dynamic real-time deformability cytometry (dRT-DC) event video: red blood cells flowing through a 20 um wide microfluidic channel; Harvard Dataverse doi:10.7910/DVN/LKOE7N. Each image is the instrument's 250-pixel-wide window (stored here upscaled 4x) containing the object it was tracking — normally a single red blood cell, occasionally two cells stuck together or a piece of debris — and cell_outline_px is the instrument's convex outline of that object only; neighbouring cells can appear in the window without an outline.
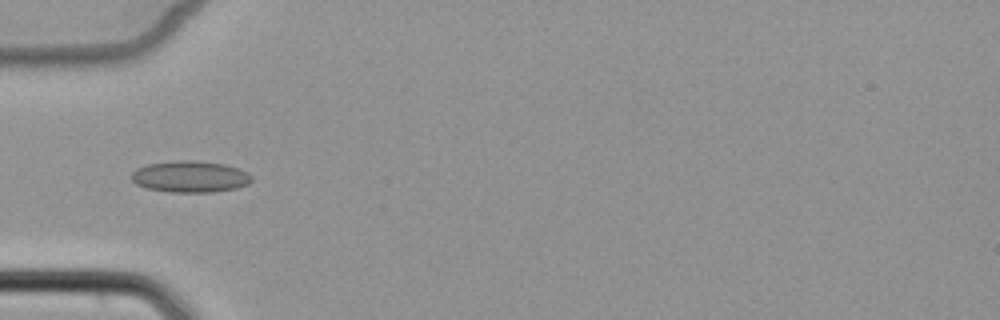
{"species": "common noctule bat (a hibernating species)", "species_latin": "Nyctalus noctula", "temperature_condition": "cold", "stored_images_in_passage": 6, "camera_frame_rate_fps": 3000, "um_per_image_px": 0.085, "animal": {"sex": "female", "body_mass_g": 22.7, "forearm_length_mm": 54.2}, "frame": {"image": 1, "passage_image": 3, "time_ms": 2.333, "image_size_px": [1000, 320], "cell_outline_px": [[252, 180], [248, 184], [236, 188], [212, 192], [168, 192], [148, 188], [136, 184], [132, 180], [132, 172], [136, 168], [148, 164], [176, 160], [196, 160], [224, 164], [236, 168], [252, 176]], "centroid_in_image_um": [16.14, 15.01], "position_along_channel_um": 68.9, "area_um2": 21.96}}
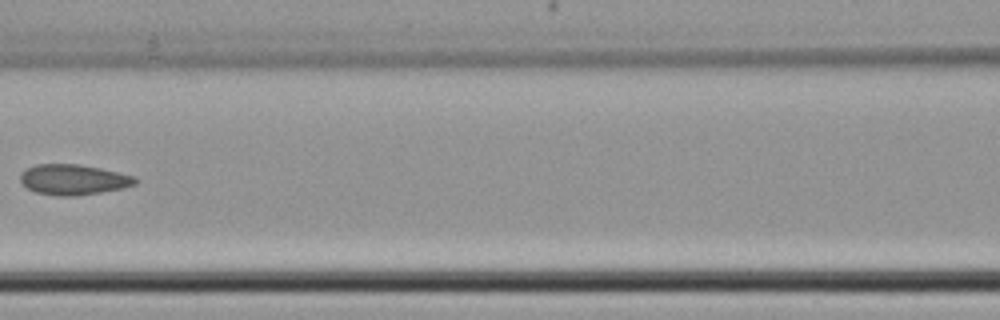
{"frame": {"image": 2, "passage_image": 5, "time_ms": 4.667, "image_size_px": [1000, 320], "cell_outline_px": [[140, 180], [136, 184], [124, 188], [76, 196], [56, 196], [36, 192], [28, 188], [20, 180], [20, 172], [36, 164], [76, 164], [100, 168], [136, 176]], "centroid_in_image_um": [6.27, 15.27], "position_along_channel_um": 160.3, "area_um2": 20.46}}
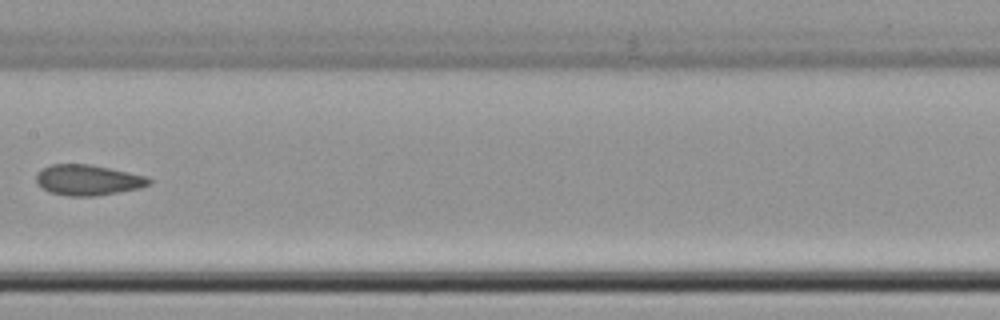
{"frame": {"image": 3, "passage_image": 6, "time_ms": 5.667, "image_size_px": [1000, 320], "cell_outline_px": [[152, 184], [140, 188], [96, 196], [68, 196], [48, 192], [36, 180], [36, 172], [52, 164], [88, 164], [148, 176], [152, 180]], "centroid_in_image_um": [7.5, 15.31], "position_along_channel_um": 199.9, "area_um2": 20.06}}